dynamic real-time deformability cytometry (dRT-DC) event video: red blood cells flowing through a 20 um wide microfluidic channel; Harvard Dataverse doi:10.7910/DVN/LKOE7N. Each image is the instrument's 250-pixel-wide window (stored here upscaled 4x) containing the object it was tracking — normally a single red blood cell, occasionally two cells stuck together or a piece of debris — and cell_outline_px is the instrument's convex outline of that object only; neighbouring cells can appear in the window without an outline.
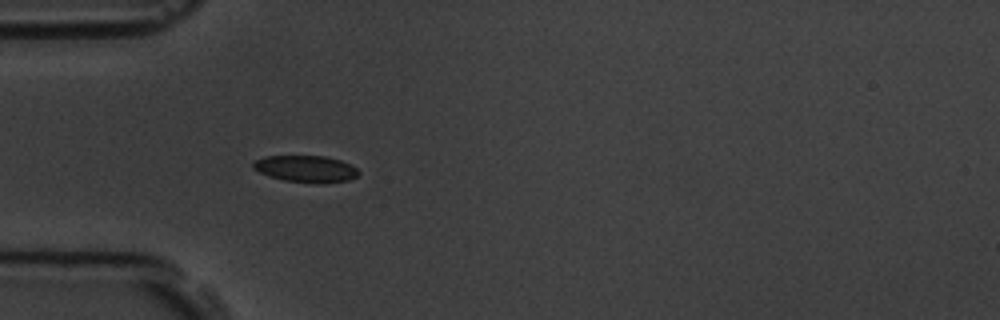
{"species": "common noctule bat (a hibernating species)", "species_latin": "Nyctalus noctula", "temperature_condition": "room temperature", "stored_images_in_passage": 4, "camera_frame_rate_fps": 3000, "um_per_image_px": 0.085, "animal": {"sex": "male", "body_mass_g": 19.5, "forearm_length_mm": 54.6}, "frame": {"image": 1, "passage_image": 4, "time_ms": 3.333, "image_size_px": [1000, 320], "cell_outline_px": [[360, 172], [356, 176], [348, 180], [320, 184], [316, 184], [284, 180], [268, 176], [252, 168], [252, 164], [256, 160], [264, 156], [324, 156], [340, 160], [356, 168]], "centroid_in_image_um": [25.98, 14.36], "position_along_channel_um": 59.0, "area_um2": 16.42}}